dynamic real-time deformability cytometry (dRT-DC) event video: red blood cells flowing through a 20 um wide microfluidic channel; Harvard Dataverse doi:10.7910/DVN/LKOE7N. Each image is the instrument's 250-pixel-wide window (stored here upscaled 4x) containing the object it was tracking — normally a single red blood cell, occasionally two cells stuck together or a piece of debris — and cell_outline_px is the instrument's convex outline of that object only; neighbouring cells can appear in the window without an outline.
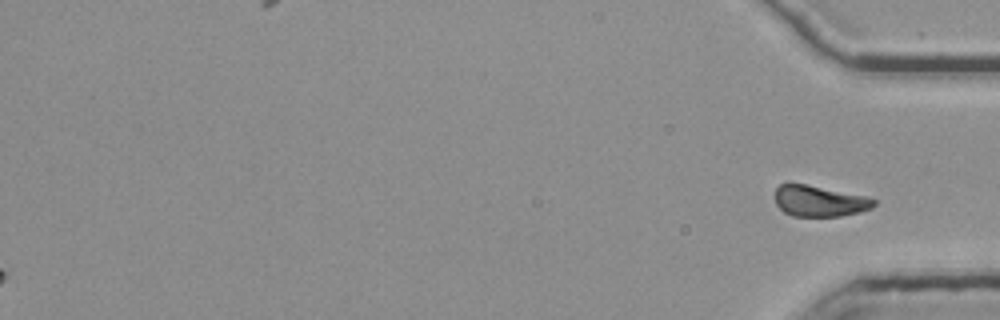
{"species": "common noctule bat (a hibernating species)", "species_latin": "Nyctalus noctula", "temperature_condition": "room temperature", "stored_images_in_passage": 55, "segment_of_instrument_passage": [2, 2], "camera_frame_rate_fps": 3000, "um_per_image_px": 0.085, "animal": {"sex": "female", "body_mass_g": 25.1}, "frame": {"image": 1, "passage_image": 55, "time_ms": 18.0, "image_size_px": [1000, 320], "cell_outline_px": [[876, 204], [872, 208], [860, 212], [840, 216], [792, 216], [784, 212], [776, 204], [776, 188], [780, 184], [788, 180], [868, 196], [876, 200]], "centroid_in_image_um": [69.64, 17.05], "position_along_channel_um": 365.6, "area_um2": 18.38}}